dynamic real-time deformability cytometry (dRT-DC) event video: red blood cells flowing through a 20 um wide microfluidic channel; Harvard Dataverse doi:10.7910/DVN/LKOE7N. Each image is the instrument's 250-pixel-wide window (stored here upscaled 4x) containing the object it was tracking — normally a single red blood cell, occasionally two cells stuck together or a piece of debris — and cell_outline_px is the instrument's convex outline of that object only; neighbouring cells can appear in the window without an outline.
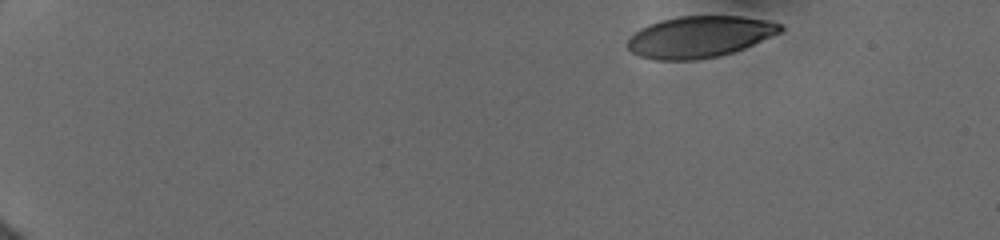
{"species": "human", "species_latin": "Homo sapiens", "temperature_condition": "cold", "stored_images_in_passage": 8, "camera_frame_rate_fps": 3000, "um_per_image_px": 0.085, "donor": {"sex": "female"}, "frame": {"image": 1, "passage_image": 1, "time_ms": 0.0, "image_size_px": [1000, 240], "cell_outline_px": [[784, 32], [744, 48], [720, 56], [696, 60], [656, 60], [640, 56], [632, 52], [628, 48], [628, 40], [640, 28], [648, 24], [660, 20], [680, 16], [740, 16], [768, 20], [784, 24]], "centroid_in_image_um": [59.52, 3.12], "position_along_channel_um": 25.5, "area_um2": 37.17}}
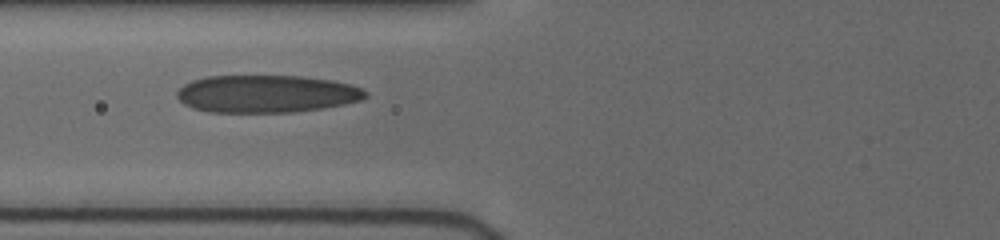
{"frame": {"image": 2, "passage_image": 7, "time_ms": 5.333, "image_size_px": [1000, 240], "cell_outline_px": [[368, 96], [360, 100], [344, 104], [320, 108], [292, 112], [208, 112], [192, 108], [184, 104], [176, 96], [176, 92], [184, 84], [192, 80], [208, 76], [300, 76], [332, 80], [348, 84], [360, 88], [368, 92]], "centroid_in_image_um": [22.62, 7.97], "position_along_channel_um": 103.2, "area_um2": 41.15}}
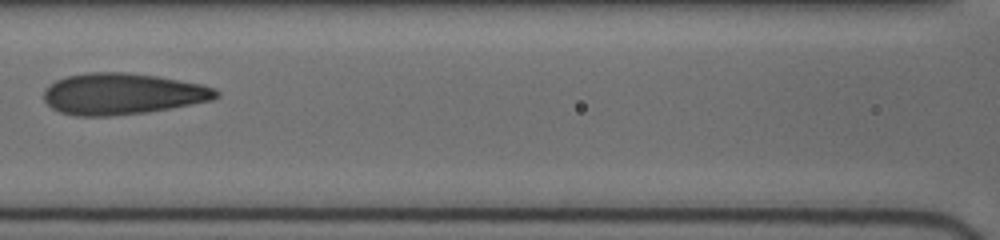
{"frame": {"image": 3, "passage_image": 8, "time_ms": 6.667, "image_size_px": [1000, 240], "cell_outline_px": [[220, 96], [212, 100], [168, 108], [144, 112], [108, 116], [76, 116], [60, 112], [52, 108], [44, 100], [44, 88], [48, 84], [64, 76], [88, 72], [128, 72], [156, 76], [204, 84], [216, 88], [220, 92]], "centroid_in_image_um": [10.39, 7.96], "position_along_channel_um": 156.2, "area_um2": 41.67}}